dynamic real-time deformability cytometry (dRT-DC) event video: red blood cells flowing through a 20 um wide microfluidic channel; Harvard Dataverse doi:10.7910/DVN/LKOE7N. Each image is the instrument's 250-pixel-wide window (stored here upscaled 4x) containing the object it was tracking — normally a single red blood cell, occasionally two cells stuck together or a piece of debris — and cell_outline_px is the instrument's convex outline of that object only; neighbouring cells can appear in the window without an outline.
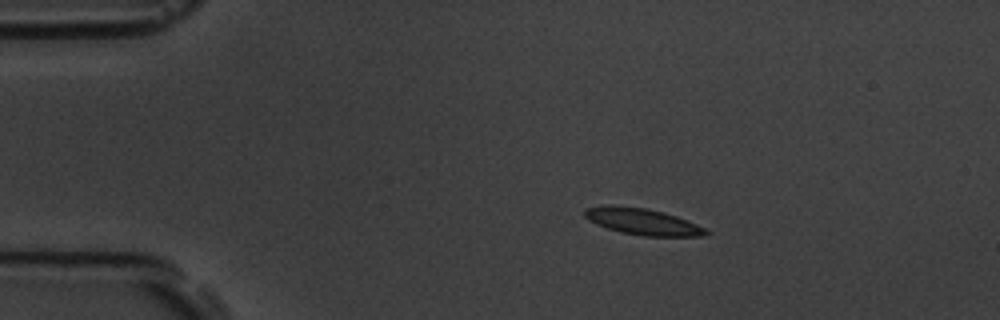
{"species": "common noctule bat (a hibernating species)", "species_latin": "Nyctalus noctula", "temperature_condition": "room temperature", "stored_images_in_passage": 5, "camera_frame_rate_fps": 3000, "um_per_image_px": 0.085, "animal": {"sex": "male", "body_mass_g": 19.5, "forearm_length_mm": 54.6}, "frame": {"image": 1, "passage_image": 2, "time_ms": 0.333, "image_size_px": [1000, 320], "cell_outline_px": [[712, 232], [708, 236], [640, 236], [620, 232], [596, 224], [588, 220], [584, 216], [584, 208], [608, 204], [612, 204], [644, 208], [664, 212], [688, 220], [708, 228]], "centroid_in_image_um": [54.66, 18.84], "position_along_channel_um": 30.3, "area_um2": 19.13}}
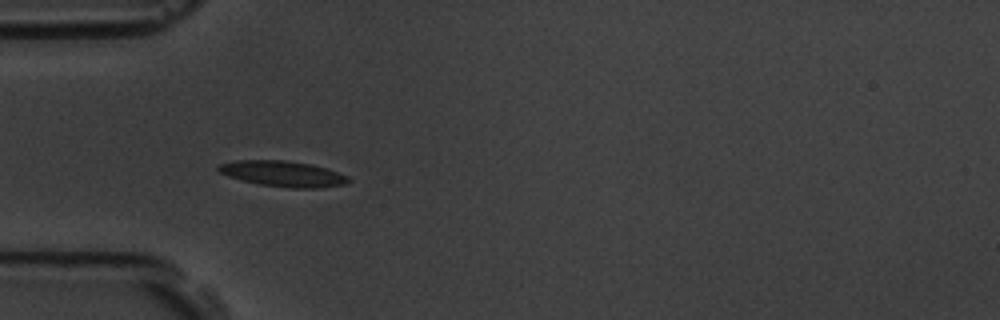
{"frame": {"image": 2, "passage_image": 4, "time_ms": 1.0, "image_size_px": [1000, 320], "cell_outline_px": [[352, 180], [344, 184], [316, 188], [292, 188], [260, 184], [240, 180], [228, 176], [220, 172], [216, 168], [220, 164], [236, 160], [284, 160], [312, 164], [348, 176]], "centroid_in_image_um": [24.03, 14.76], "position_along_channel_um": 61.0, "area_um2": 19.31}}
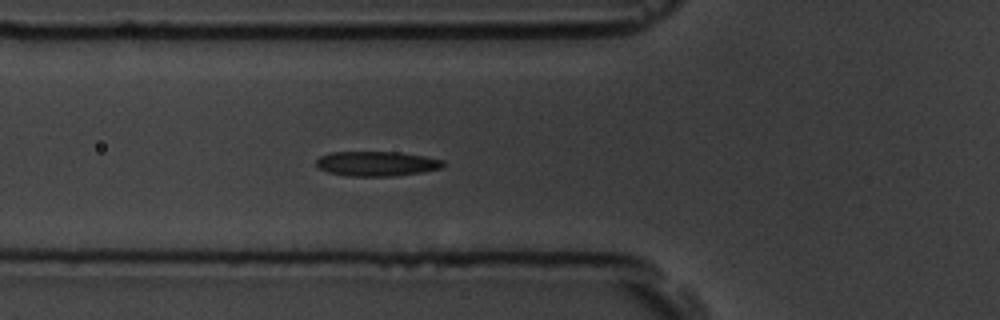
{"frame": {"image": 3, "passage_image": 5, "time_ms": 1.333, "image_size_px": [1000, 320], "cell_outline_px": [[444, 168], [424, 172], [396, 176], [348, 176], [328, 172], [316, 168], [316, 160], [320, 156], [328, 152], [400, 152], [424, 156], [444, 160]], "centroid_in_image_um": [32.02, 13.91], "position_along_channel_um": 93.8, "area_um2": 18.61}}